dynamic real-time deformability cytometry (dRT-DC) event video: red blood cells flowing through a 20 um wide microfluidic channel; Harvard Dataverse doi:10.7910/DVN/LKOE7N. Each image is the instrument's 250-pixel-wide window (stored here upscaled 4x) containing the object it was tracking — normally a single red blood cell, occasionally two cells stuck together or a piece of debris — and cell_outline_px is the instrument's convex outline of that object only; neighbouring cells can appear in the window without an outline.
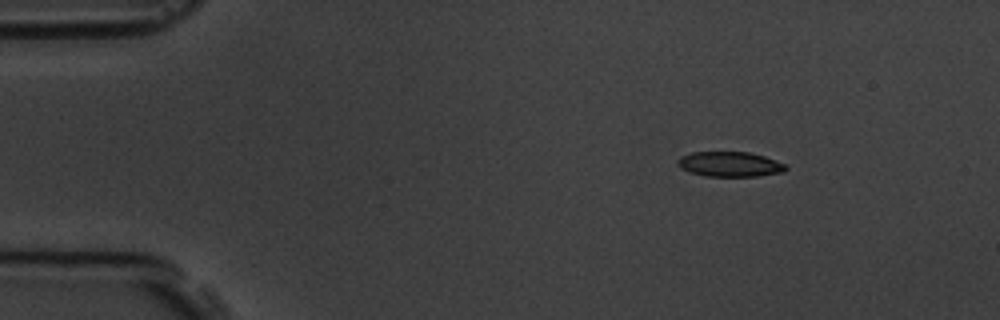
{"species": "common noctule bat (a hibernating species)", "species_latin": "Nyctalus noctula", "temperature_condition": "room temperature", "stored_images_in_passage": 3, "camera_frame_rate_fps": 3000, "um_per_image_px": 0.085, "animal": {"sex": "male", "body_mass_g": 19.5, "forearm_length_mm": 54.6}, "frame": {"image": 1, "passage_image": 1, "time_ms": 0.0, "image_size_px": [1000, 320], "cell_outline_px": [[788, 168], [784, 172], [756, 176], [704, 176], [680, 168], [676, 160], [680, 156], [692, 152], [748, 152], [764, 156], [784, 164]], "centroid_in_image_um": [62.01, 13.95], "position_along_channel_um": 23.0, "area_um2": 15.66}}